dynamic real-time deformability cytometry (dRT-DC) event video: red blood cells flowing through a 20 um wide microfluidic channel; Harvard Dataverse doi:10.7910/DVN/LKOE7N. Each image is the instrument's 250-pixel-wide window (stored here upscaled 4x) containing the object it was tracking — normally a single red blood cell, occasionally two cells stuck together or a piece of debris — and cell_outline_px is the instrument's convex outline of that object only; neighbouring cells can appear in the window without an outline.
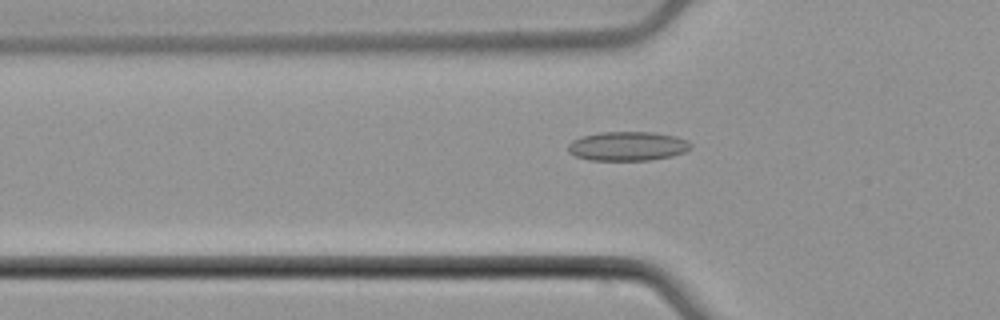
{"species": "common noctule bat (a hibernating species)", "species_latin": "Nyctalus noctula", "temperature_condition": "cold", "stored_images_in_passage": 53, "camera_frame_rate_fps": 3000, "um_per_image_px": 0.085, "animal": {"sex": "male", "body_mass_g": 21.5, "forearm_length_mm": 52.0}, "frame": {"image": 1, "passage_image": 18, "time_ms": 5.667, "image_size_px": [1000, 320], "cell_outline_px": [[692, 148], [684, 152], [672, 156], [652, 160], [588, 160], [576, 156], [568, 152], [568, 144], [572, 140], [580, 136], [600, 132], [652, 132], [676, 136], [688, 140], [692, 144]], "centroid_in_image_um": [53.35, 12.42], "position_along_channel_um": 72.4, "area_um2": 21.1}}
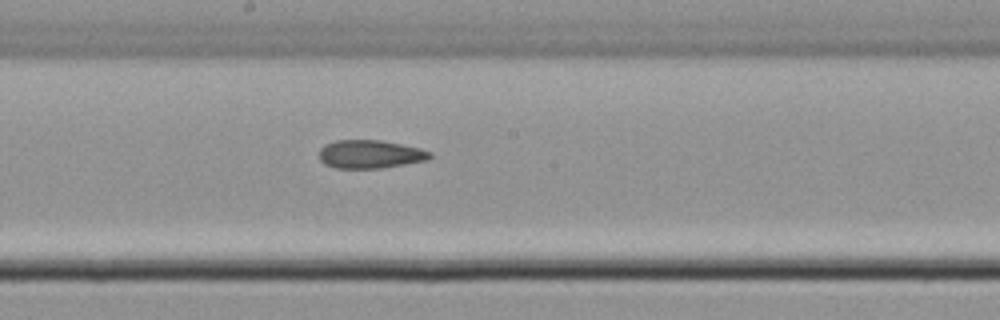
{"frame": {"image": 2, "passage_image": 29, "time_ms": 9.333, "image_size_px": [1000, 320], "cell_outline_px": [[432, 156], [428, 160], [380, 168], [336, 168], [324, 164], [320, 160], [320, 148], [324, 144], [336, 140], [380, 140], [420, 148], [432, 152]], "centroid_in_image_um": [31.45, 13.1], "position_along_channel_um": 216.7, "area_um2": 18.26}}
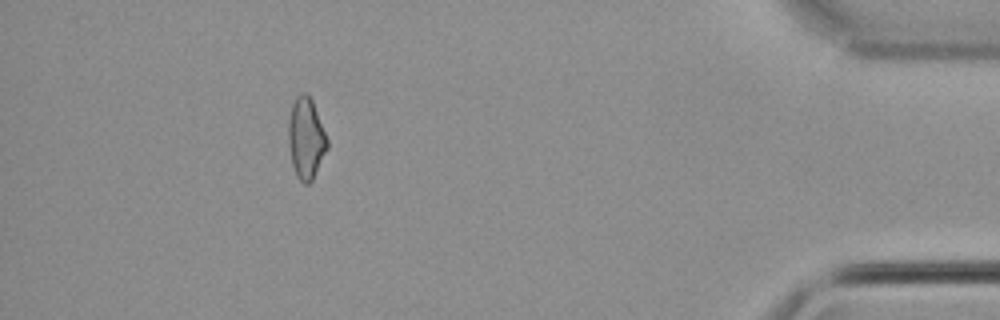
{"frame": {"image": 3, "passage_image": 48, "time_ms": 15.667, "image_size_px": [1000, 320], "cell_outline_px": [[328, 148], [312, 180], [308, 184], [304, 184], [296, 176], [292, 164], [288, 140], [288, 120], [292, 104], [296, 96], [300, 92], [304, 92], [312, 100], [328, 140]], "centroid_in_image_um": [26.0, 11.75], "position_along_channel_um": 409.2, "area_um2": 18.32}, "authors_computed_cell_mechanics": {"area_um2": 18.8428, "velocity_mm_per_s": 3.9306, "shape_relaxation_time_tau1_ms": null, "shape_relaxation_time_tau2_ms": 8.1889, "deformation_change_tau1": null, "deformation_change_tau2": 0.1873}}